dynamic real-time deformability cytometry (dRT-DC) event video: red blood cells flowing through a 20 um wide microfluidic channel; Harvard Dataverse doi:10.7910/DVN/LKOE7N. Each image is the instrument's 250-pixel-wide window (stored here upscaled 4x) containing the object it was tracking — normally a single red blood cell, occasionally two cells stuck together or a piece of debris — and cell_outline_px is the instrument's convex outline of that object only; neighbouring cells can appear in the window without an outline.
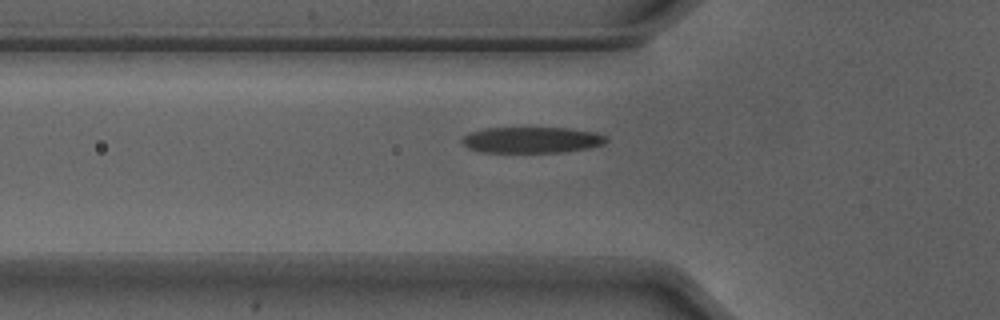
{"species": "Egyptian fruit bat (a non-hibernating species)", "species_latin": "Rousettus aegyptiacus", "temperature_condition": "warm", "stored_images_in_passage": 31, "camera_frame_rate_fps": 3000, "um_per_image_px": 0.085, "animal": {"sex": "male"}, "frame": {"image": 1, "passage_image": 2, "time_ms": 0.333, "image_size_px": [1000, 320], "cell_outline_px": [[608, 140], [604, 144], [588, 148], [564, 152], [484, 152], [468, 148], [460, 140], [468, 132], [484, 128], [568, 128], [596, 132], [608, 136]], "centroid_in_image_um": [45.22, 11.89], "position_along_channel_um": 80.6, "area_um2": 22.02}}
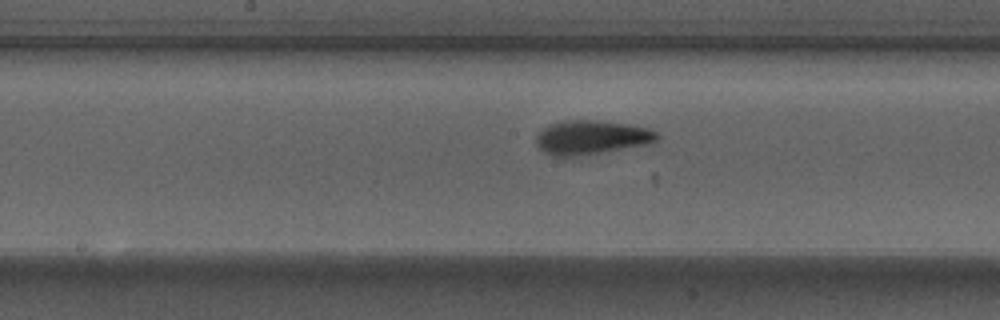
{"frame": {"image": 2, "passage_image": 11, "time_ms": 3.333, "image_size_px": [1000, 320], "cell_outline_px": [[660, 136], [652, 144], [600, 152], [572, 156], [552, 156], [544, 152], [536, 144], [536, 136], [548, 124], [564, 120], [596, 120], [628, 124], [648, 128], [656, 132]], "centroid_in_image_um": [50.28, 11.67], "position_along_channel_um": 197.9, "area_um2": 23.93}}
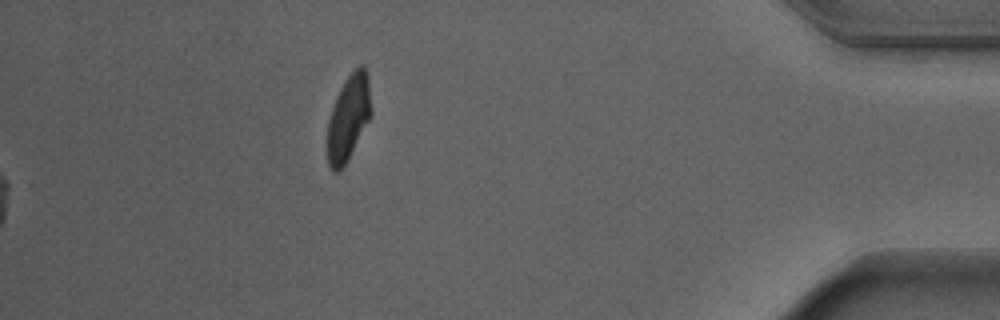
{"frame": {"image": 3, "passage_image": 31, "time_ms": 10.0, "image_size_px": [1000, 320], "cell_outline_px": [[372, 116], [344, 164], [336, 172], [328, 164], [328, 120], [336, 96], [340, 88], [348, 76], [360, 64], [364, 64], [368, 72], [372, 108]], "centroid_in_image_um": [29.66, 9.91], "position_along_channel_um": 405.5, "area_um2": 21.62}, "authors_computed_cell_mechanics": {"area_um2": 22.831, "velocity_mm_per_s": 3.8912, "shape_relaxation_time_tau1_ms": 3.207, "shape_relaxation_time_tau2_ms": 1.1356, "deformation_change_tau1": 0.1879, "deformation_change_tau2": 0.0907}}